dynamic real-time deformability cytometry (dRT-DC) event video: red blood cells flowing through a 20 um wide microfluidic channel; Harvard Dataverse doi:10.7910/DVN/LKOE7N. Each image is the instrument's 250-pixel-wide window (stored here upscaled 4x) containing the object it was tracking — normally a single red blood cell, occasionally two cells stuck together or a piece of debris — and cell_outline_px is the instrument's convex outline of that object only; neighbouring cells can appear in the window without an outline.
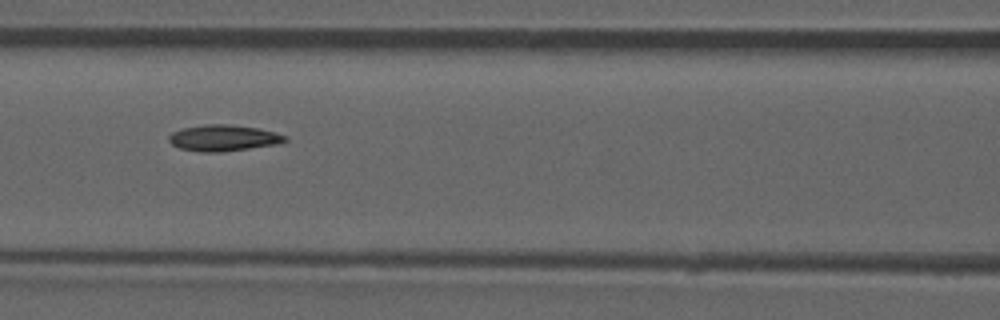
{"species": "common noctule bat (a hibernating species)", "species_latin": "Nyctalus noctula", "temperature_condition": "room temperature", "stored_images_in_passage": 53, "camera_frame_rate_fps": 3000, "um_per_image_px": 0.085, "animal": {"sex": "male", "forearm_length_mm": 52.5}, "frame": {"image": 1, "passage_image": 23, "time_ms": 7.333, "image_size_px": [1000, 320], "cell_outline_px": [[288, 140], [272, 144], [248, 148], [220, 152], [200, 152], [180, 148], [172, 144], [168, 140], [168, 136], [172, 132], [184, 128], [204, 124], [228, 124], [256, 128], [288, 136]], "centroid_in_image_um": [18.93, 11.72], "position_along_channel_um": 147.7, "area_um2": 17.4}, "authors_computed_cell_mechanics": {"area_um2": 17.2244, "velocity_mm_per_s": 3.8634, "shape_relaxation_time_tau1_ms": null, "shape_relaxation_time_tau2_ms": 8.1549, "deformation_change_tau1": null, "deformation_change_tau2": 0.1111}}